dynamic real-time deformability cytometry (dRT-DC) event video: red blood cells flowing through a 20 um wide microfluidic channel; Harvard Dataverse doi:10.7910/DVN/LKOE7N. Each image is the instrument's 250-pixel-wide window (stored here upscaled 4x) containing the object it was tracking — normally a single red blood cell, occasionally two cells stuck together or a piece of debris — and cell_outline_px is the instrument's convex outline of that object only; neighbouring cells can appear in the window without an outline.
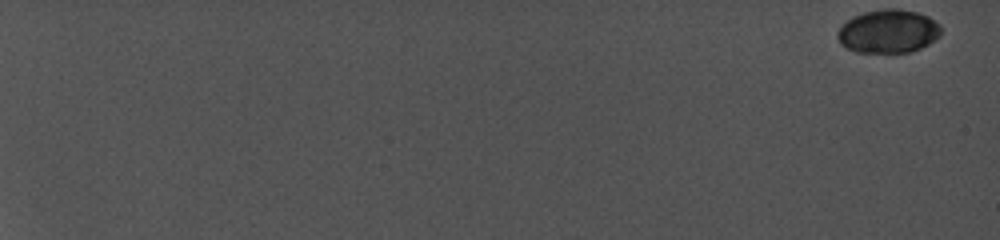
{"species": "common noctule bat (a hibernating species)", "species_latin": "Nyctalus noctula", "temperature_condition": "cold", "stored_images_in_passage": 15, "camera_frame_rate_fps": 5000, "um_per_image_px": 0.085, "animal": {"sex": "female", "body_mass_g": 19.0, "forearm_length_mm": 56.7}, "frame": {"image": 1, "passage_image": 1, "time_ms": 0.0, "image_size_px": [1000, 240], "cell_outline_px": [[940, 32], [932, 40], [920, 48], [908, 52], [860, 52], [848, 48], [840, 40], [840, 28], [848, 20], [856, 16], [868, 12], [916, 12], [932, 20], [940, 28]], "centroid_in_image_um": [75.5, 2.72], "position_along_channel_um": 9.5, "area_um2": 24.1}}
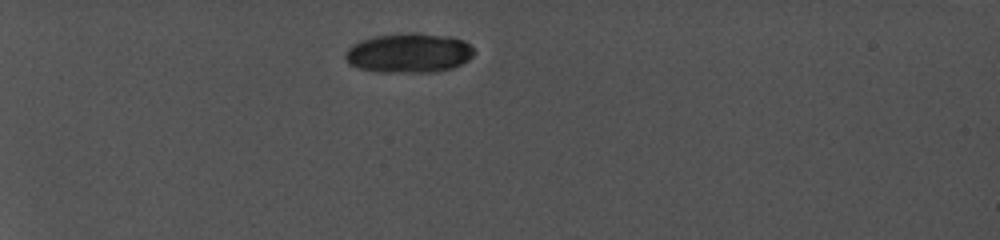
{"frame": {"image": 2, "passage_image": 13, "time_ms": 6.8, "image_size_px": [1000, 240], "cell_outline_px": [[472, 52], [460, 64], [448, 68], [428, 72], [384, 72], [360, 68], [352, 64], [348, 60], [348, 52], [356, 44], [380, 36], [432, 36], [460, 40], [468, 44]], "centroid_in_image_um": [34.74, 4.57], "position_along_channel_um": 50.3, "area_um2": 26.76}}